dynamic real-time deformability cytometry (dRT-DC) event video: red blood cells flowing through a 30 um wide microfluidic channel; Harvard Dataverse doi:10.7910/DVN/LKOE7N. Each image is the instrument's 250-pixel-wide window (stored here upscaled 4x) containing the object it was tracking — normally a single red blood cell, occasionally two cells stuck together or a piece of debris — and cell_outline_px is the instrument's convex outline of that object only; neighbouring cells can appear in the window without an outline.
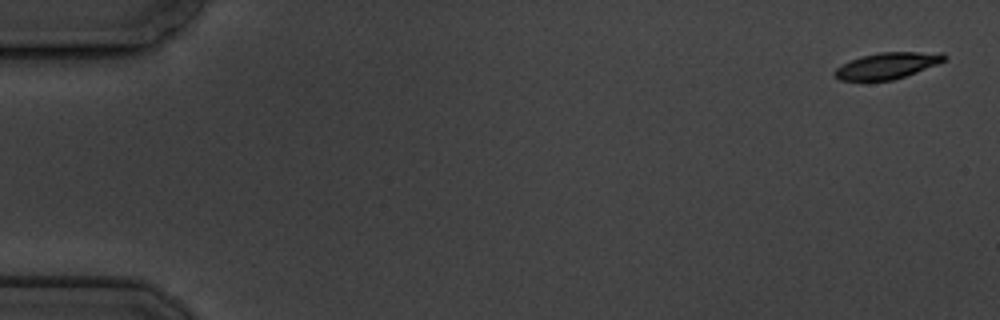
{"species": "common noctule bat (a hibernating species)", "species_latin": "Nyctalus noctula", "temperature_condition": "cold", "stored_images_in_passage": 6, "camera_frame_rate_fps": 3000, "um_per_image_px": 0.085, "animal": {"sex": "male", "body_mass_g": 19.5, "forearm_length_mm": 54.6}, "frame": {"image": 1, "passage_image": 1, "time_ms": 0.0, "image_size_px": [1000, 320], "cell_outline_px": [[948, 56], [944, 60], [936, 64], [916, 72], [892, 80], [840, 80], [832, 76], [832, 72], [836, 68], [860, 56], [880, 52], [944, 52]], "centroid_in_image_um": [75.4, 5.57], "position_along_channel_um": 9.6, "area_um2": 16.65}}
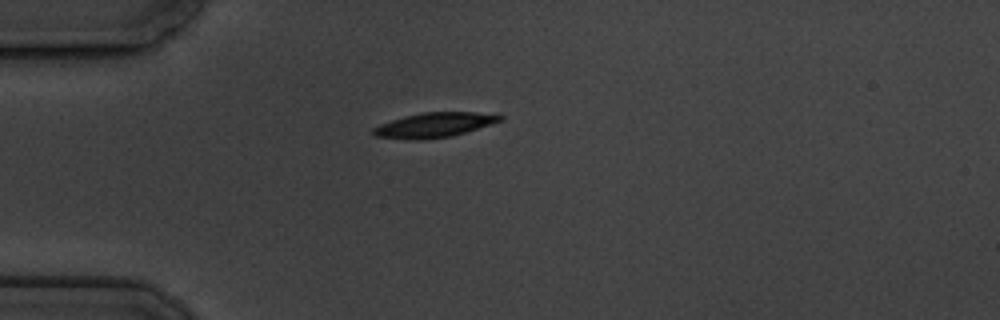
{"frame": {"image": 2, "passage_image": 5, "time_ms": 4.667, "image_size_px": [1000, 320], "cell_outline_px": [[504, 116], [500, 120], [452, 136], [420, 140], [408, 140], [376, 136], [372, 132], [372, 128], [380, 124], [404, 116], [424, 112], [476, 112]], "centroid_in_image_um": [36.82, 10.63], "position_along_channel_um": 48.2, "area_um2": 17.92}}